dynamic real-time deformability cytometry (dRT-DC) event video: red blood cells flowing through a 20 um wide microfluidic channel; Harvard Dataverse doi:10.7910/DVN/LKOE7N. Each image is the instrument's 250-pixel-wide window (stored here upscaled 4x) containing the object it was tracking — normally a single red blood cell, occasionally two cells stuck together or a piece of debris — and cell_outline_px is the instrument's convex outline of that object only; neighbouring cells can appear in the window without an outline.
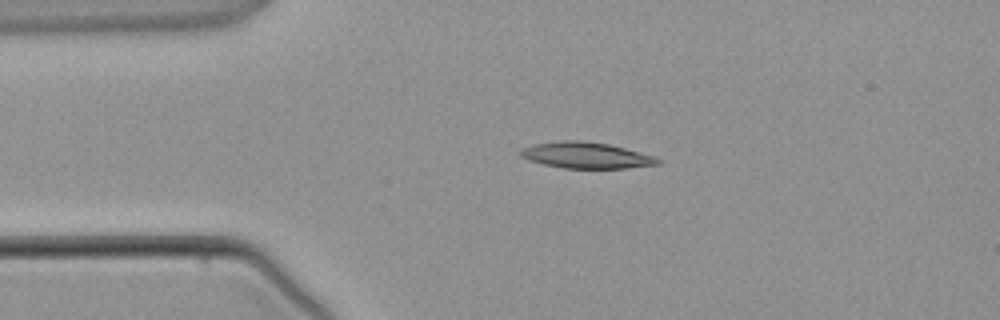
{"species": "common noctule bat (a hibernating species)", "species_latin": "Nyctalus noctula", "temperature_condition": "warm", "stored_images_in_passage": 3, "camera_frame_rate_fps": 3000, "um_per_image_px": 0.085, "animal": {"sex": "male", "body_mass_g": 21.5, "forearm_length_mm": 52.0}, "frame": {"image": 1, "passage_image": 2, "time_ms": 1.333, "image_size_px": [1000, 320], "cell_outline_px": [[660, 164], [628, 168], [564, 168], [544, 164], [528, 160], [520, 156], [520, 148], [536, 144], [564, 140], [580, 140], [608, 144], [640, 152], [652, 156], [660, 160]], "centroid_in_image_um": [49.79, 13.2], "position_along_channel_um": 35.2, "area_um2": 20.69}}